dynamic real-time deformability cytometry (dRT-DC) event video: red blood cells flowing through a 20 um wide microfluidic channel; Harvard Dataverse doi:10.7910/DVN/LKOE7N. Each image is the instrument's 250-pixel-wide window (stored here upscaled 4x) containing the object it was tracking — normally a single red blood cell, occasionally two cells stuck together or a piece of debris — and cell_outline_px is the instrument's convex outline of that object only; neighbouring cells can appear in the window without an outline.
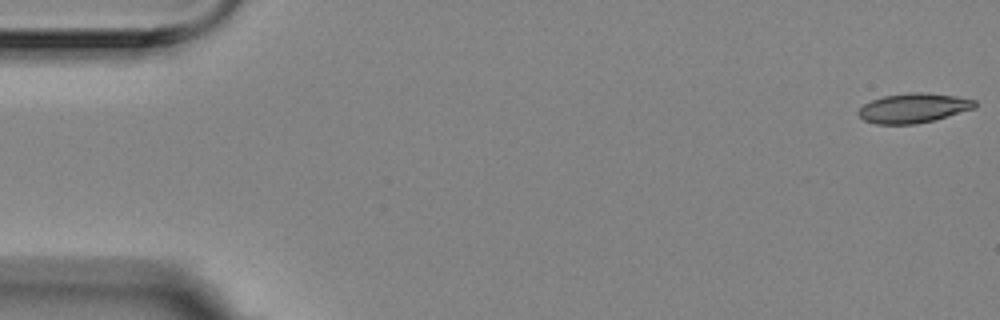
{"species": "Egyptian fruit bat (a non-hibernating species)", "species_latin": "Rousettus aegyptiacus", "temperature_condition": "room temperature", "stored_images_in_passage": 10, "camera_frame_rate_fps": 3000, "um_per_image_px": 0.085, "animal": {"sex": "female"}, "frame": {"image": 1, "passage_image": 1, "time_ms": 0.0, "image_size_px": [1000, 320], "cell_outline_px": [[976, 108], [932, 120], [916, 124], [876, 124], [864, 120], [856, 112], [864, 104], [872, 100], [884, 96], [908, 92], [928, 92], [956, 96], [976, 100]], "centroid_in_image_um": [77.64, 9.17], "position_along_channel_um": 7.4, "area_um2": 20.06}}